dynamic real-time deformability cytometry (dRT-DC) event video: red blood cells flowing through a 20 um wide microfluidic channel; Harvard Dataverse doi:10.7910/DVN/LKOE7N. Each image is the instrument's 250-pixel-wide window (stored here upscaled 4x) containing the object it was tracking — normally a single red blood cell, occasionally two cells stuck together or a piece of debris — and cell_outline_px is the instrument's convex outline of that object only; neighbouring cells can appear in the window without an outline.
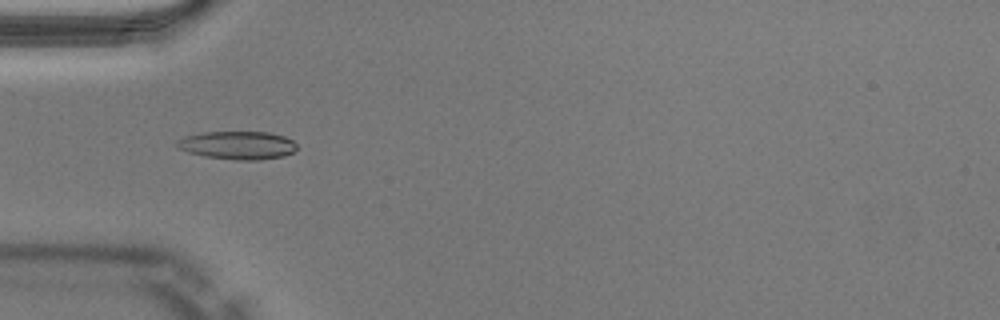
{"species": "Egyptian fruit bat (a non-hibernating species)", "species_latin": "Rousettus aegyptiacus", "temperature_condition": "warm", "stored_images_in_passage": 47, "camera_frame_rate_fps": 3000, "um_per_image_px": 0.085, "animal": {"sex": "male"}, "frame": {"image": 1, "passage_image": 13, "time_ms": 4.0, "image_size_px": [1000, 320], "cell_outline_px": [[296, 148], [292, 152], [284, 156], [260, 160], [236, 160], [204, 156], [188, 152], [176, 148], [176, 140], [184, 136], [204, 132], [268, 132], [284, 136], [292, 140], [296, 144]], "centroid_in_image_um": [20.16, 12.34], "position_along_channel_um": 64.8, "area_um2": 19.77}}
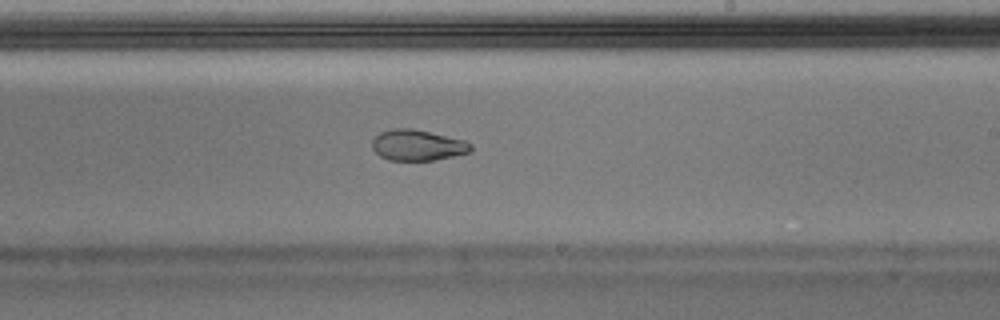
{"frame": {"image": 2, "passage_image": 27, "time_ms": 8.667, "image_size_px": [1000, 320], "cell_outline_px": [[472, 152], [432, 160], [388, 160], [380, 156], [372, 148], [372, 140], [380, 132], [392, 128], [412, 128], [464, 140], [472, 144]], "centroid_in_image_um": [35.48, 12.33], "position_along_channel_um": 253.5, "area_um2": 17.69}}
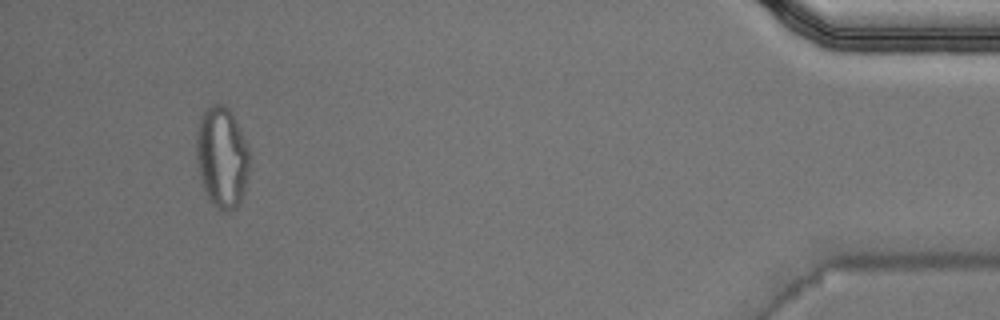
{"frame": {"image": 3, "passage_image": 44, "time_ms": 14.333, "image_size_px": [1000, 320], "cell_outline_px": [[248, 172], [244, 192], [240, 204], [228, 212], [220, 212], [208, 200], [200, 180], [196, 160], [196, 132], [200, 116], [212, 104], [220, 104], [228, 108], [248, 148]], "centroid_in_image_um": [18.82, 13.44], "position_along_channel_um": 416.4, "area_um2": 31.27}, "authors_computed_cell_mechanics": {"area_um2": 18.785, "velocity_mm_per_s": 4.0425, "shape_relaxation_time_tau1_ms": null, "shape_relaxation_time_tau2_ms": 1.3904, "deformation_change_tau1": null, "deformation_change_tau2": 0.0634}}